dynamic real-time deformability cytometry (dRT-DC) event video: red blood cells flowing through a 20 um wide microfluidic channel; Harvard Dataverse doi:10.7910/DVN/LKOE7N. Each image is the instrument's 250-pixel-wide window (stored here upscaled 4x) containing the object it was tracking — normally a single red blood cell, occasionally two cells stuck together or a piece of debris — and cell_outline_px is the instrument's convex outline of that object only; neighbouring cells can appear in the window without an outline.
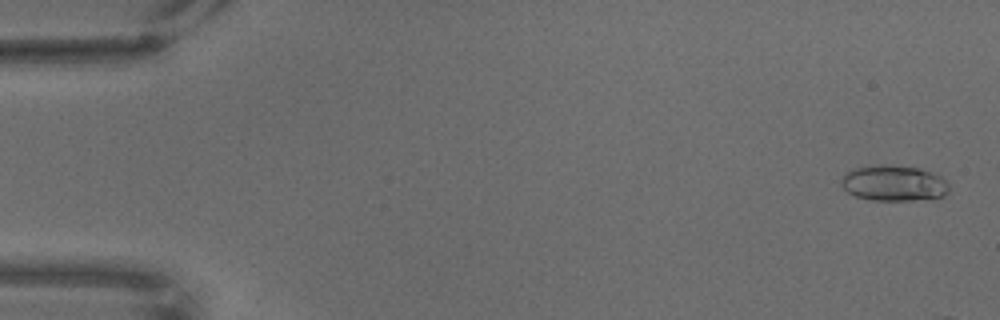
{"species": "common noctule bat (a hibernating species)", "species_latin": "Nyctalus noctula", "temperature_condition": "warm", "stored_images_in_passage": 8, "camera_frame_rate_fps": 3000, "um_per_image_px": 0.085, "animal": {"sex": "male", "body_mass_g": 18.8}, "frame": {"image": 1, "passage_image": 3, "time_ms": 0.667, "image_size_px": [1000, 320], "cell_outline_px": [[948, 192], [944, 196], [912, 200], [872, 200], [856, 196], [848, 192], [840, 184], [840, 180], [848, 172], [856, 168], [884, 164], [920, 168], [932, 172], [940, 176], [948, 184]], "centroid_in_image_um": [75.97, 15.57], "position_along_channel_um": 9.0, "area_um2": 22.2}}